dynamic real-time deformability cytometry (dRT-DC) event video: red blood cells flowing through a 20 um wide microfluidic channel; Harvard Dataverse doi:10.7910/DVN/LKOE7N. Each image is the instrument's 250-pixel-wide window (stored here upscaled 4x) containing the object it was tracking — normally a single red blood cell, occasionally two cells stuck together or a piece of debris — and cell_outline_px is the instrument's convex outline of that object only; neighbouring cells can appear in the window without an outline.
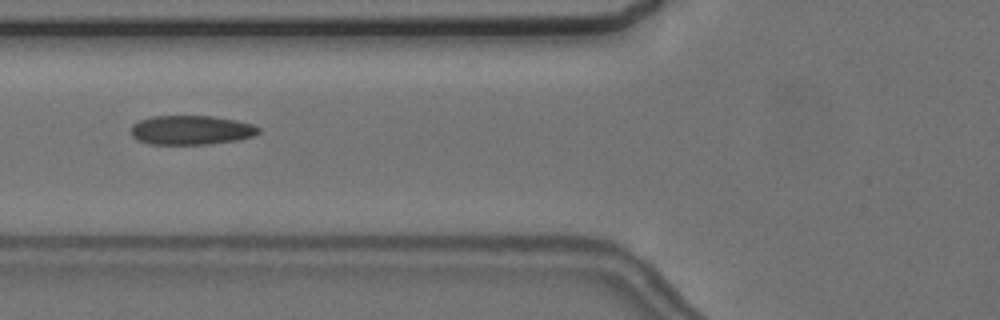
{"species": "common noctule bat (a hibernating species)", "species_latin": "Nyctalus noctula", "temperature_condition": "cold", "stored_images_in_passage": 6, "camera_frame_rate_fps": 3000, "um_per_image_px": 0.085, "animal": {"sex": "female", "body_mass_g": 24.6, "forearm_length_mm": 56.2}, "frame": {"image": 1, "passage_image": 4, "time_ms": 3.667, "image_size_px": [1000, 320], "cell_outline_px": [[260, 132], [252, 136], [240, 140], [208, 144], [148, 144], [136, 140], [132, 136], [132, 124], [140, 120], [152, 116], [212, 116], [236, 120], [252, 124], [260, 128]], "centroid_in_image_um": [16.25, 11.06], "position_along_channel_um": 109.6, "area_um2": 21.85}}
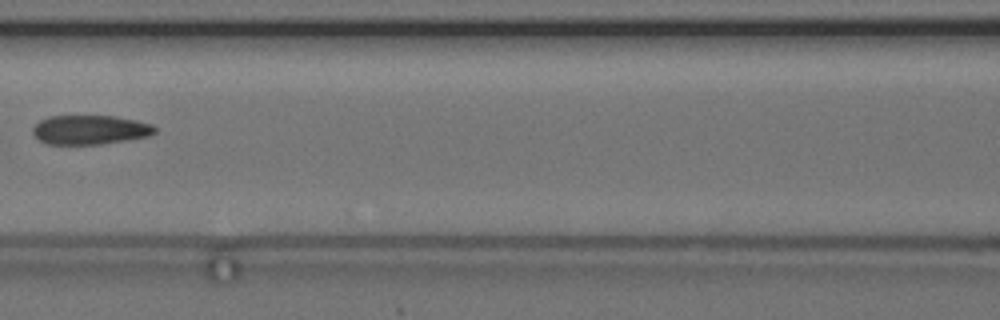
{"frame": {"image": 2, "passage_image": 5, "time_ms": 5.0, "image_size_px": [1000, 320], "cell_outline_px": [[156, 132], [148, 136], [128, 140], [100, 144], [48, 144], [40, 140], [32, 132], [32, 128], [40, 120], [48, 116], [116, 116], [136, 120], [152, 124], [156, 128]], "centroid_in_image_um": [7.67, 11.03], "position_along_channel_um": 158.9, "area_um2": 20.81}}